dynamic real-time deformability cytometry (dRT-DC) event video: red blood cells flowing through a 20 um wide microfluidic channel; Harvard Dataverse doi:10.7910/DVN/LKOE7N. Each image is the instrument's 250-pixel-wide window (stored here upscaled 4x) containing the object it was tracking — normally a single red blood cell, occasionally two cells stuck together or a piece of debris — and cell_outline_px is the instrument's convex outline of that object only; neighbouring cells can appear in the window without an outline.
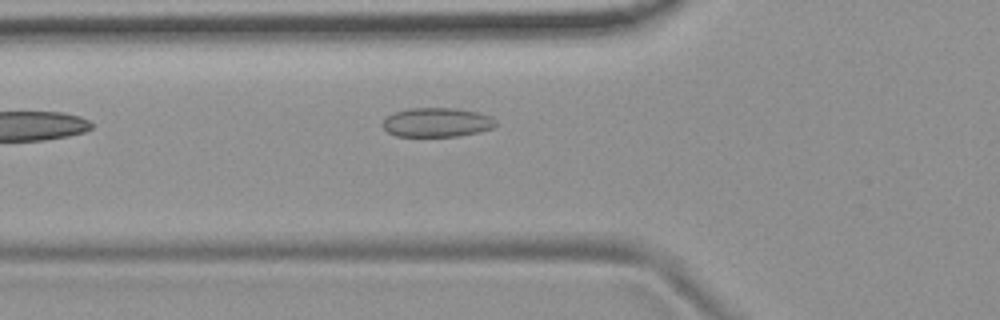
{"species": "common noctule bat (a hibernating species)", "species_latin": "Nyctalus noctula", "temperature_condition": "room temperature", "stored_images_in_passage": 12, "camera_frame_rate_fps": 3000, "um_per_image_px": 0.085, "animal": {"sex": "female", "body_mass_g": 19.9}, "frame": {"image": 1, "passage_image": 3, "time_ms": 0.667, "image_size_px": [1000, 320], "cell_outline_px": [[496, 124], [492, 128], [480, 132], [460, 136], [396, 136], [388, 132], [384, 128], [384, 120], [392, 112], [408, 108], [456, 108], [476, 112], [488, 116], [496, 120]], "centroid_in_image_um": [37.13, 10.4], "position_along_channel_um": 88.7, "area_um2": 19.19}}
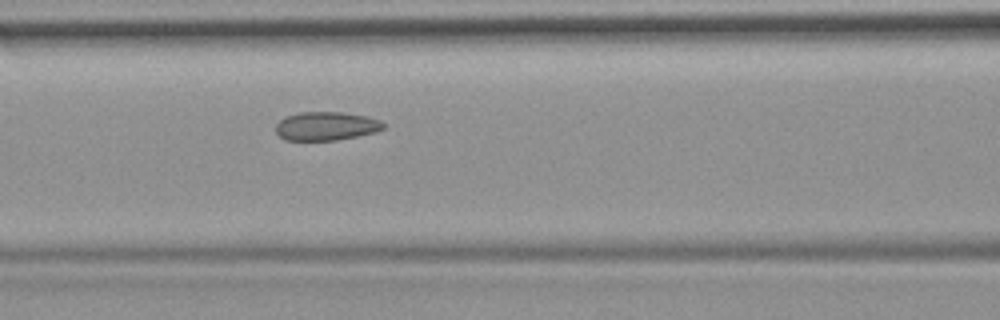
{"frame": {"image": 2, "passage_image": 7, "time_ms": 2.0, "image_size_px": [1000, 320], "cell_outline_px": [[384, 128], [376, 132], [336, 140], [284, 140], [276, 132], [276, 124], [280, 120], [288, 116], [300, 112], [340, 112], [368, 116], [380, 120], [384, 124]], "centroid_in_image_um": [27.73, 10.71], "position_along_channel_um": 138.9, "area_um2": 17.86}}